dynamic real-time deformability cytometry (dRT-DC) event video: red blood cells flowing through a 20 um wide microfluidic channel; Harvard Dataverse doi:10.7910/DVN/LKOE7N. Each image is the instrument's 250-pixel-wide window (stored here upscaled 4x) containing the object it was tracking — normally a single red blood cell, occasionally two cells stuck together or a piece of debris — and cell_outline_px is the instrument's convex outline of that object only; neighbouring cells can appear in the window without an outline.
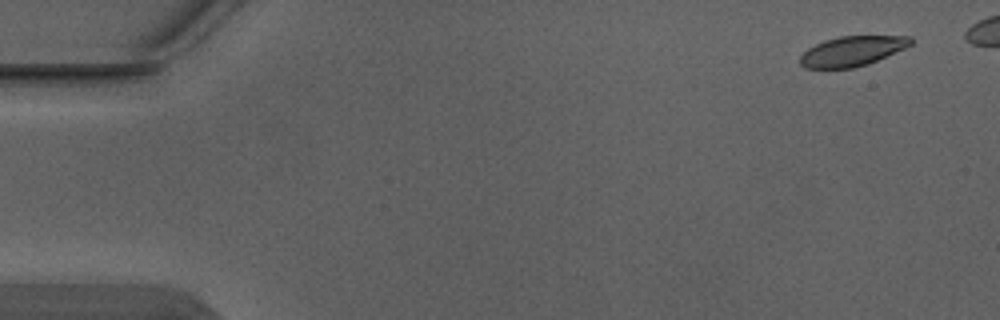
{"species": "Egyptian fruit bat (a non-hibernating species)", "species_latin": "Rousettus aegyptiacus", "temperature_condition": "warm", "stored_images_in_passage": 2, "segment_of_instrument_passage": [2, 2], "camera_frame_rate_fps": 3000, "um_per_image_px": 0.085, "animal": {"sex": "male"}, "frame": {"image": 1, "passage_image": 2, "time_ms": 0.333, "image_size_px": [1000, 320], "cell_outline_px": [[912, 44], [904, 48], [868, 64], [852, 68], [804, 68], [800, 64], [800, 56], [808, 48], [824, 40], [840, 36], [912, 36]], "centroid_in_image_um": [72.41, 4.34], "position_along_channel_um": 12.6, "area_um2": 19.13}}